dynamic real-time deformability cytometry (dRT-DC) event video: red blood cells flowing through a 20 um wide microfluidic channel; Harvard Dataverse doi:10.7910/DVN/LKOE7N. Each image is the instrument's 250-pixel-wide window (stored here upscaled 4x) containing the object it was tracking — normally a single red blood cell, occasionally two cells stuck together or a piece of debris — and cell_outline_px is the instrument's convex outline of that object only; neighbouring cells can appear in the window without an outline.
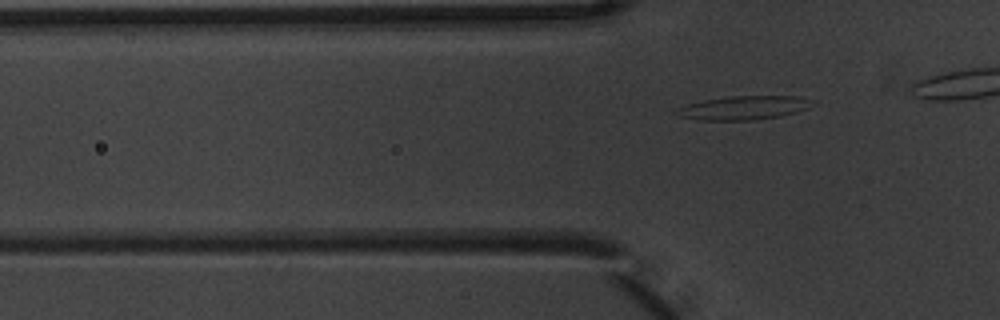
{"species": "common noctule bat (a hibernating species)", "species_latin": "Nyctalus noctula", "temperature_condition": "warm", "stored_images_in_passage": 6, "segment_of_instrument_passage": [2, 2], "camera_frame_rate_fps": 3000, "um_per_image_px": 0.085, "animal": {"sex": "male", "body_mass_g": 20.1, "forearm_length_mm": 53.5}, "frame": {"image": 1, "passage_image": 6, "time_ms": 1.667, "image_size_px": [1000, 320], "cell_outline_px": [[808, 108], [796, 112], [780, 116], [752, 120], [700, 120], [680, 116], [672, 112], [676, 108], [688, 104], [704, 100], [732, 96], [800, 96], [804, 100]], "centroid_in_image_um": [63.07, 9.17], "position_along_channel_um": 62.7, "area_um2": 18.32}}